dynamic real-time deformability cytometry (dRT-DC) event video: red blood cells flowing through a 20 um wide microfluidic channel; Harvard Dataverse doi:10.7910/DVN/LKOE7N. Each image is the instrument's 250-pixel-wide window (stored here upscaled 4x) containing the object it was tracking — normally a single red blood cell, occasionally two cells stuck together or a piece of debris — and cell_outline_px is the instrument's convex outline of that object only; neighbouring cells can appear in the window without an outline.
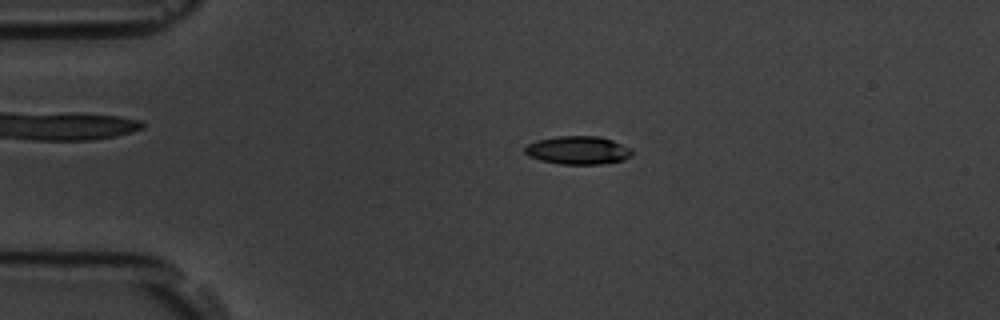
{"species": "common noctule bat (a hibernating species)", "species_latin": "Nyctalus noctula", "temperature_condition": "room temperature", "stored_images_in_passage": 56, "camera_frame_rate_fps": 3000, "um_per_image_px": 0.085, "animal": {"sex": "male", "body_mass_g": 19.5, "forearm_length_mm": 54.6}, "frame": {"image": 1, "passage_image": 12, "time_ms": 3.667, "image_size_px": [1000, 320], "cell_outline_px": [[632, 156], [624, 160], [600, 164], [560, 164], [540, 160], [528, 156], [524, 152], [524, 148], [528, 144], [536, 140], [556, 136], [600, 136], [612, 140], [632, 148]], "centroid_in_image_um": [49.13, 12.77], "position_along_channel_um": 35.9, "area_um2": 17.8}}
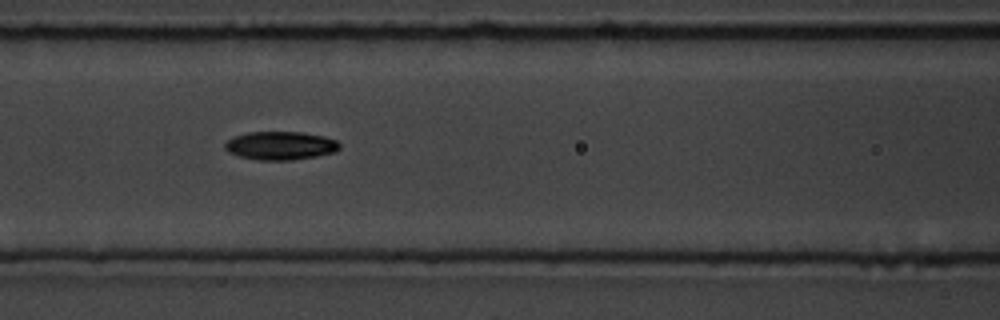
{"frame": {"image": 2, "passage_image": 24, "time_ms": 7.667, "image_size_px": [1000, 320], "cell_outline_px": [[340, 148], [336, 152], [316, 156], [292, 160], [256, 160], [240, 156], [228, 152], [224, 148], [224, 144], [232, 136], [248, 132], [304, 132], [324, 136], [336, 140], [340, 144]], "centroid_in_image_um": [23.83, 12.37], "position_along_channel_um": 142.8, "area_um2": 19.13}}
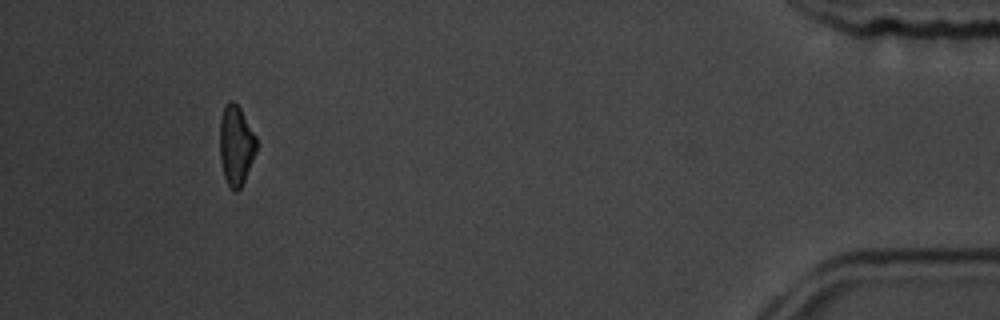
{"frame": {"image": 3, "passage_image": 52, "time_ms": 17.0, "image_size_px": [1000, 320], "cell_outline_px": [[256, 152], [244, 180], [240, 188], [236, 192], [228, 184], [224, 176], [220, 160], [220, 120], [224, 104], [228, 100], [232, 100], [240, 108], [256, 136]], "centroid_in_image_um": [20.05, 12.31], "position_along_channel_um": 415.2, "area_um2": 16.94}, "authors_computed_cell_mechanics": {"area_um2": 18.0625, "velocity_mm_per_s": 3.6461, "shape_relaxation_time_tau1_ms": 4.6544, "shape_relaxation_time_tau2_ms": null, "deformation_change_tau1": 0.1355, "deformation_change_tau2": null}}